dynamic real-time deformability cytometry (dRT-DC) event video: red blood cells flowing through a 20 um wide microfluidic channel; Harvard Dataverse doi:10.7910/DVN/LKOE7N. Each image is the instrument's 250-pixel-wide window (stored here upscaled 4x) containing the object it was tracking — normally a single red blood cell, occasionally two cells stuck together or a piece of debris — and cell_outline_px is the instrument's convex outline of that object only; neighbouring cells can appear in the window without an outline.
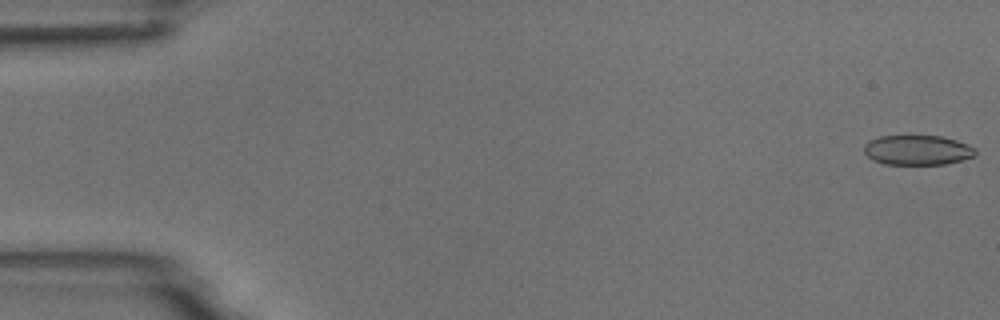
{"species": "common noctule bat (a hibernating species)", "species_latin": "Nyctalus noctula", "temperature_condition": "room temperature", "stored_images_in_passage": 5, "camera_frame_rate_fps": 3000, "um_per_image_px": 0.085, "animal": {"sex": "male", "body_mass_g": 18.8}, "frame": {"image": 1, "passage_image": 1, "time_ms": 0.0, "image_size_px": [1000, 320], "cell_outline_px": [[976, 156], [944, 164], [884, 164], [872, 160], [864, 152], [864, 144], [868, 140], [880, 136], [940, 136], [956, 140], [968, 144], [976, 148]], "centroid_in_image_um": [77.97, 12.75], "position_along_channel_um": 7.0, "area_um2": 19.42}}
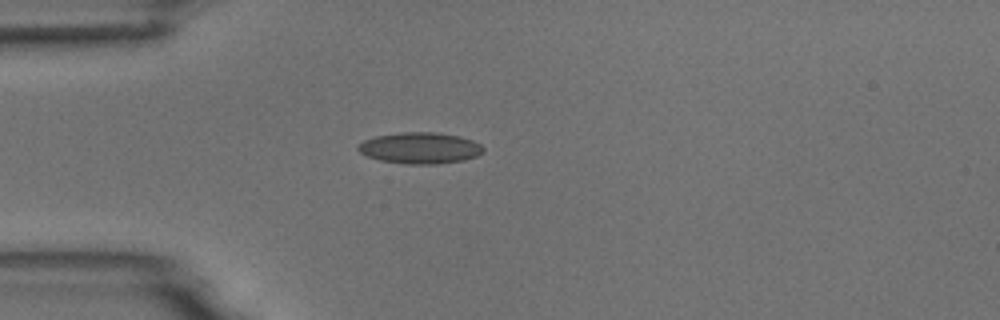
{"frame": {"image": 2, "passage_image": 5, "time_ms": 4.667, "image_size_px": [1000, 320], "cell_outline_px": [[484, 152], [476, 156], [464, 160], [436, 164], [404, 164], [380, 160], [368, 156], [360, 152], [356, 148], [364, 140], [376, 136], [400, 132], [436, 132], [460, 136], [472, 140], [480, 144], [484, 148]], "centroid_in_image_um": [35.72, 12.58], "position_along_channel_um": 49.3, "area_um2": 22.83}}